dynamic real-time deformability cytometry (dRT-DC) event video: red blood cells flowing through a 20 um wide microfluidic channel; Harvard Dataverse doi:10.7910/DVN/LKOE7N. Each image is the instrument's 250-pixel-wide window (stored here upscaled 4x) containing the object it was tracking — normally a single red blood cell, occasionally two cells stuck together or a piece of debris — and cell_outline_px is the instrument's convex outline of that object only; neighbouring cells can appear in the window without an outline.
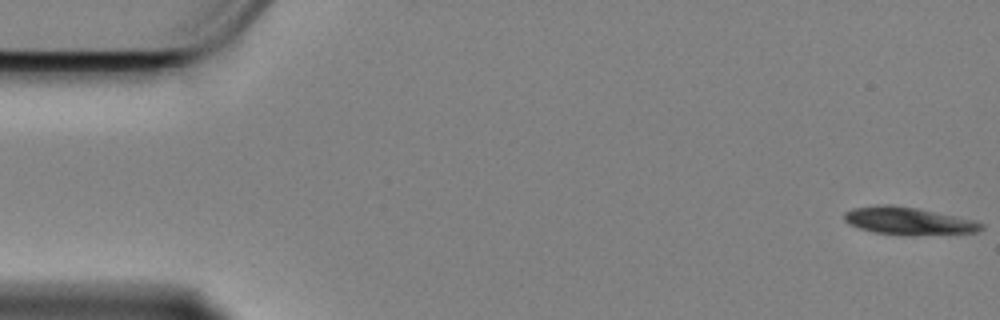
{"species": "Egyptian fruit bat (a non-hibernating species)", "species_latin": "Rousettus aegyptiacus", "temperature_condition": "cold", "stored_images_in_passage": 58, "camera_frame_rate_fps": 3000, "um_per_image_px": 0.085, "animal": {"sex": "female"}, "frame": {"image": 1, "passage_image": 1, "time_ms": 0.0, "image_size_px": [1000, 320], "cell_outline_px": [[984, 228], [976, 232], [876, 232], [860, 228], [848, 224], [844, 220], [844, 212], [852, 208], [884, 204], [892, 204], [920, 208], [976, 220], [984, 224]], "centroid_in_image_um": [77.18, 18.7], "position_along_channel_um": 7.8, "area_um2": 20.87}}
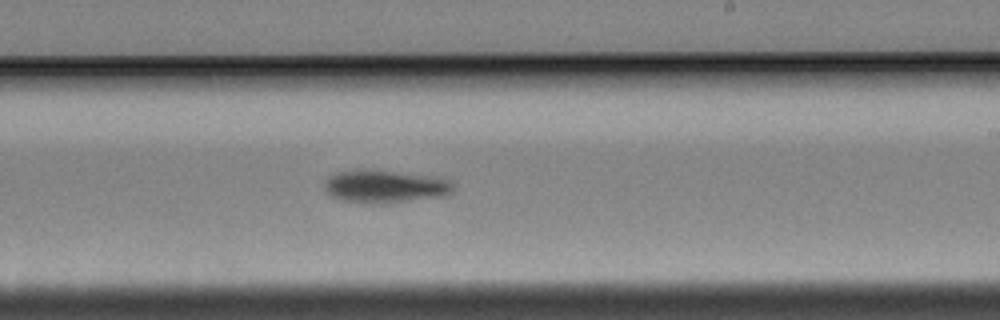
{"frame": {"image": 2, "passage_image": 34, "time_ms": 11.0, "image_size_px": [1000, 320], "cell_outline_px": [[456, 184], [452, 192], [448, 196], [376, 204], [364, 204], [340, 200], [328, 196], [324, 188], [324, 180], [328, 176], [336, 172], [352, 168], [372, 168], [444, 176]], "centroid_in_image_um": [32.74, 15.81], "position_along_channel_um": 256.3, "area_um2": 26.3}}
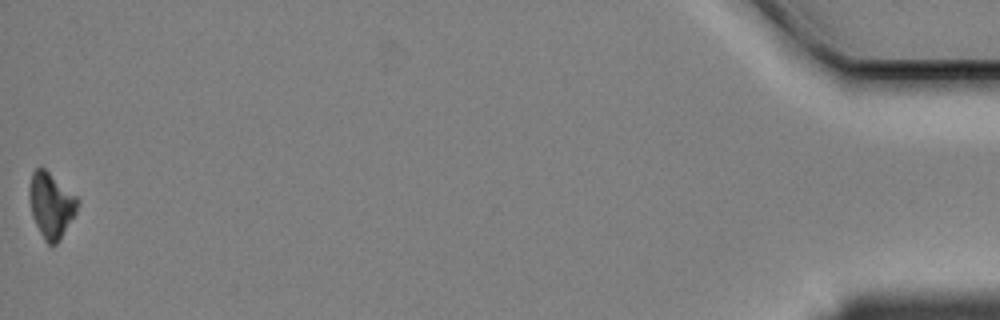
{"frame": {"image": 3, "passage_image": 58, "time_ms": 19.0, "image_size_px": [1000, 320], "cell_outline_px": [[80, 204], [76, 212], [60, 240], [56, 244], [48, 244], [44, 240], [32, 216], [28, 196], [28, 192], [32, 172], [36, 168], [44, 168], [76, 196], [80, 200]], "centroid_in_image_um": [4.34, 17.44], "position_along_channel_um": 430.9, "area_um2": 18.26}, "authors_computed_cell_mechanics": {"area_um2": 22.1374, "velocity_mm_per_s": 3.4025, "shape_relaxation_time_tau1_ms": 2.0965, "shape_relaxation_time_tau2_ms": null, "deformation_change_tau1": 0.1226, "deformation_change_tau2": null}}